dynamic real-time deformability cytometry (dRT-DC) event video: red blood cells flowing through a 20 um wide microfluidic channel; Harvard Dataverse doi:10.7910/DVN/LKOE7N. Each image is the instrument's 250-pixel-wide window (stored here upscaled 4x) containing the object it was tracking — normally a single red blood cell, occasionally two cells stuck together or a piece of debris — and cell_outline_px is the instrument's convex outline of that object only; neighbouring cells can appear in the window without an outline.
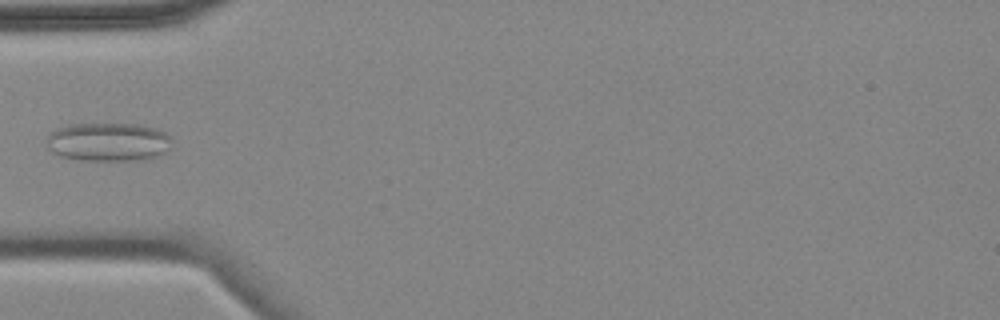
{"species": "common noctule bat (a hibernating species)", "species_latin": "Nyctalus noctula", "temperature_condition": "cold", "stored_images_in_passage": 4, "camera_frame_rate_fps": 3000, "um_per_image_px": 0.085, "animal": {"sex": "female", "body_mass_g": 18.4}, "frame": {"image": 1, "passage_image": 4, "time_ms": 3.667, "image_size_px": [1000, 320], "cell_outline_px": [[172, 140], [168, 148], [164, 152], [156, 156], [144, 160], [80, 160], [60, 156], [52, 152], [48, 148], [44, 140], [56, 128], [68, 124], [136, 124], [152, 128], [164, 132], [172, 136]], "centroid_in_image_um": [9.16, 12.06], "position_along_channel_um": 75.8, "area_um2": 28.26}}